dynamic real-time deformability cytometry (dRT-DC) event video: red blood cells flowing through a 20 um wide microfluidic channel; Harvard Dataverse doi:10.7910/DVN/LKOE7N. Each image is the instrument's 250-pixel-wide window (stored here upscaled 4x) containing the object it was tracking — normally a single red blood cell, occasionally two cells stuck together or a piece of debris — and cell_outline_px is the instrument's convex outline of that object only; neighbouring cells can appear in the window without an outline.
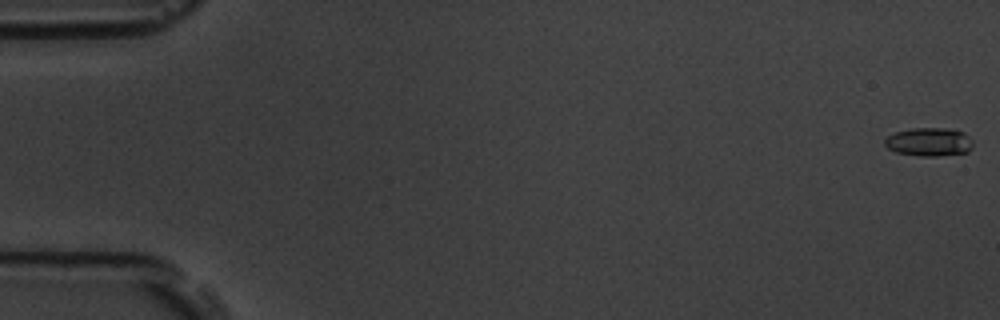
{"species": "common noctule bat (a hibernating species)", "species_latin": "Nyctalus noctula", "temperature_condition": "room temperature", "stored_images_in_passage": 9, "camera_frame_rate_fps": 3000, "um_per_image_px": 0.085, "animal": {"sex": "male", "body_mass_g": 19.5, "forearm_length_mm": 54.6}, "frame": {"image": 1, "passage_image": 1, "time_ms": 0.0, "image_size_px": [1000, 320], "cell_outline_px": [[972, 148], [968, 152], [936, 156], [920, 156], [896, 152], [888, 148], [884, 144], [884, 140], [888, 136], [896, 132], [912, 128], [944, 128], [964, 132], [972, 140]], "centroid_in_image_um": [78.97, 12.06], "position_along_channel_um": 6.0, "area_um2": 14.57}}